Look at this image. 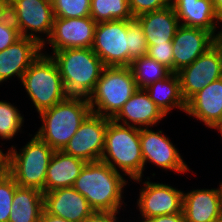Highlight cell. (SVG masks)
Returning <instances> with one entry per match:
<instances>
[{
	"mask_svg": "<svg viewBox=\"0 0 222 222\" xmlns=\"http://www.w3.org/2000/svg\"><path fill=\"white\" fill-rule=\"evenodd\" d=\"M54 150L33 135L19 151L14 145L5 153V170L18 186L35 188L44 193L46 172Z\"/></svg>",
	"mask_w": 222,
	"mask_h": 222,
	"instance_id": "cell-5",
	"label": "cell"
},
{
	"mask_svg": "<svg viewBox=\"0 0 222 222\" xmlns=\"http://www.w3.org/2000/svg\"><path fill=\"white\" fill-rule=\"evenodd\" d=\"M10 17L21 37L37 41L44 52L55 19L51 0H10Z\"/></svg>",
	"mask_w": 222,
	"mask_h": 222,
	"instance_id": "cell-8",
	"label": "cell"
},
{
	"mask_svg": "<svg viewBox=\"0 0 222 222\" xmlns=\"http://www.w3.org/2000/svg\"><path fill=\"white\" fill-rule=\"evenodd\" d=\"M221 126H222V117H221L220 121L214 127H221Z\"/></svg>",
	"mask_w": 222,
	"mask_h": 222,
	"instance_id": "cell-45",
	"label": "cell"
},
{
	"mask_svg": "<svg viewBox=\"0 0 222 222\" xmlns=\"http://www.w3.org/2000/svg\"><path fill=\"white\" fill-rule=\"evenodd\" d=\"M145 90L150 99L166 116L175 108L185 112L186 101L181 93L180 80L177 73H171L167 78L150 84Z\"/></svg>",
	"mask_w": 222,
	"mask_h": 222,
	"instance_id": "cell-24",
	"label": "cell"
},
{
	"mask_svg": "<svg viewBox=\"0 0 222 222\" xmlns=\"http://www.w3.org/2000/svg\"><path fill=\"white\" fill-rule=\"evenodd\" d=\"M68 96L88 98L105 68L92 48H67L50 55Z\"/></svg>",
	"mask_w": 222,
	"mask_h": 222,
	"instance_id": "cell-2",
	"label": "cell"
},
{
	"mask_svg": "<svg viewBox=\"0 0 222 222\" xmlns=\"http://www.w3.org/2000/svg\"><path fill=\"white\" fill-rule=\"evenodd\" d=\"M87 162L78 157L55 151L51 157L44 185V193L60 188L73 187L76 178Z\"/></svg>",
	"mask_w": 222,
	"mask_h": 222,
	"instance_id": "cell-23",
	"label": "cell"
},
{
	"mask_svg": "<svg viewBox=\"0 0 222 222\" xmlns=\"http://www.w3.org/2000/svg\"><path fill=\"white\" fill-rule=\"evenodd\" d=\"M219 188L193 189L183 193L182 212L186 222H214L221 216Z\"/></svg>",
	"mask_w": 222,
	"mask_h": 222,
	"instance_id": "cell-20",
	"label": "cell"
},
{
	"mask_svg": "<svg viewBox=\"0 0 222 222\" xmlns=\"http://www.w3.org/2000/svg\"><path fill=\"white\" fill-rule=\"evenodd\" d=\"M10 17V0H0V22Z\"/></svg>",
	"mask_w": 222,
	"mask_h": 222,
	"instance_id": "cell-37",
	"label": "cell"
},
{
	"mask_svg": "<svg viewBox=\"0 0 222 222\" xmlns=\"http://www.w3.org/2000/svg\"><path fill=\"white\" fill-rule=\"evenodd\" d=\"M5 169V153L0 149V173Z\"/></svg>",
	"mask_w": 222,
	"mask_h": 222,
	"instance_id": "cell-41",
	"label": "cell"
},
{
	"mask_svg": "<svg viewBox=\"0 0 222 222\" xmlns=\"http://www.w3.org/2000/svg\"><path fill=\"white\" fill-rule=\"evenodd\" d=\"M181 93L187 102L205 86L222 77V56L213 45L192 64L177 72Z\"/></svg>",
	"mask_w": 222,
	"mask_h": 222,
	"instance_id": "cell-13",
	"label": "cell"
},
{
	"mask_svg": "<svg viewBox=\"0 0 222 222\" xmlns=\"http://www.w3.org/2000/svg\"><path fill=\"white\" fill-rule=\"evenodd\" d=\"M137 90L129 66L105 67L87 100L93 113L113 119Z\"/></svg>",
	"mask_w": 222,
	"mask_h": 222,
	"instance_id": "cell-7",
	"label": "cell"
},
{
	"mask_svg": "<svg viewBox=\"0 0 222 222\" xmlns=\"http://www.w3.org/2000/svg\"><path fill=\"white\" fill-rule=\"evenodd\" d=\"M120 212L93 211L83 222H119L117 217Z\"/></svg>",
	"mask_w": 222,
	"mask_h": 222,
	"instance_id": "cell-35",
	"label": "cell"
},
{
	"mask_svg": "<svg viewBox=\"0 0 222 222\" xmlns=\"http://www.w3.org/2000/svg\"><path fill=\"white\" fill-rule=\"evenodd\" d=\"M97 23L91 17L55 18L49 39L52 53L67 48H92Z\"/></svg>",
	"mask_w": 222,
	"mask_h": 222,
	"instance_id": "cell-14",
	"label": "cell"
},
{
	"mask_svg": "<svg viewBox=\"0 0 222 222\" xmlns=\"http://www.w3.org/2000/svg\"><path fill=\"white\" fill-rule=\"evenodd\" d=\"M167 117L163 111L150 99L145 89H138L125 102L119 113L113 118L117 123L136 128L157 126Z\"/></svg>",
	"mask_w": 222,
	"mask_h": 222,
	"instance_id": "cell-18",
	"label": "cell"
},
{
	"mask_svg": "<svg viewBox=\"0 0 222 222\" xmlns=\"http://www.w3.org/2000/svg\"><path fill=\"white\" fill-rule=\"evenodd\" d=\"M130 11L134 18L144 13L164 9L170 5V0H128Z\"/></svg>",
	"mask_w": 222,
	"mask_h": 222,
	"instance_id": "cell-33",
	"label": "cell"
},
{
	"mask_svg": "<svg viewBox=\"0 0 222 222\" xmlns=\"http://www.w3.org/2000/svg\"><path fill=\"white\" fill-rule=\"evenodd\" d=\"M185 113L212 129L222 117V77L194 94L186 102Z\"/></svg>",
	"mask_w": 222,
	"mask_h": 222,
	"instance_id": "cell-19",
	"label": "cell"
},
{
	"mask_svg": "<svg viewBox=\"0 0 222 222\" xmlns=\"http://www.w3.org/2000/svg\"><path fill=\"white\" fill-rule=\"evenodd\" d=\"M214 45V35L202 28L180 25L172 40L173 73L192 64Z\"/></svg>",
	"mask_w": 222,
	"mask_h": 222,
	"instance_id": "cell-15",
	"label": "cell"
},
{
	"mask_svg": "<svg viewBox=\"0 0 222 222\" xmlns=\"http://www.w3.org/2000/svg\"><path fill=\"white\" fill-rule=\"evenodd\" d=\"M40 222H70L64 218L54 216L52 214L47 213L44 209L41 214Z\"/></svg>",
	"mask_w": 222,
	"mask_h": 222,
	"instance_id": "cell-38",
	"label": "cell"
},
{
	"mask_svg": "<svg viewBox=\"0 0 222 222\" xmlns=\"http://www.w3.org/2000/svg\"><path fill=\"white\" fill-rule=\"evenodd\" d=\"M15 179L4 169L0 173V222H8L16 187Z\"/></svg>",
	"mask_w": 222,
	"mask_h": 222,
	"instance_id": "cell-31",
	"label": "cell"
},
{
	"mask_svg": "<svg viewBox=\"0 0 222 222\" xmlns=\"http://www.w3.org/2000/svg\"><path fill=\"white\" fill-rule=\"evenodd\" d=\"M143 222H186L183 212L169 215L156 216L144 220Z\"/></svg>",
	"mask_w": 222,
	"mask_h": 222,
	"instance_id": "cell-36",
	"label": "cell"
},
{
	"mask_svg": "<svg viewBox=\"0 0 222 222\" xmlns=\"http://www.w3.org/2000/svg\"><path fill=\"white\" fill-rule=\"evenodd\" d=\"M215 12L218 14L222 10V0H212Z\"/></svg>",
	"mask_w": 222,
	"mask_h": 222,
	"instance_id": "cell-40",
	"label": "cell"
},
{
	"mask_svg": "<svg viewBox=\"0 0 222 222\" xmlns=\"http://www.w3.org/2000/svg\"><path fill=\"white\" fill-rule=\"evenodd\" d=\"M41 53L42 46L27 37H21L14 44L0 51V83L13 77H18L21 81L25 71Z\"/></svg>",
	"mask_w": 222,
	"mask_h": 222,
	"instance_id": "cell-16",
	"label": "cell"
},
{
	"mask_svg": "<svg viewBox=\"0 0 222 222\" xmlns=\"http://www.w3.org/2000/svg\"><path fill=\"white\" fill-rule=\"evenodd\" d=\"M102 162L130 180L144 177L140 129L110 119L105 132Z\"/></svg>",
	"mask_w": 222,
	"mask_h": 222,
	"instance_id": "cell-3",
	"label": "cell"
},
{
	"mask_svg": "<svg viewBox=\"0 0 222 222\" xmlns=\"http://www.w3.org/2000/svg\"><path fill=\"white\" fill-rule=\"evenodd\" d=\"M43 208L47 213L70 222H83L94 211L73 187L43 193Z\"/></svg>",
	"mask_w": 222,
	"mask_h": 222,
	"instance_id": "cell-17",
	"label": "cell"
},
{
	"mask_svg": "<svg viewBox=\"0 0 222 222\" xmlns=\"http://www.w3.org/2000/svg\"><path fill=\"white\" fill-rule=\"evenodd\" d=\"M24 115H21L18 108L7 101H0V138L12 140L18 132H22Z\"/></svg>",
	"mask_w": 222,
	"mask_h": 222,
	"instance_id": "cell-28",
	"label": "cell"
},
{
	"mask_svg": "<svg viewBox=\"0 0 222 222\" xmlns=\"http://www.w3.org/2000/svg\"><path fill=\"white\" fill-rule=\"evenodd\" d=\"M127 20L99 22L92 50L105 67L128 66Z\"/></svg>",
	"mask_w": 222,
	"mask_h": 222,
	"instance_id": "cell-9",
	"label": "cell"
},
{
	"mask_svg": "<svg viewBox=\"0 0 222 222\" xmlns=\"http://www.w3.org/2000/svg\"><path fill=\"white\" fill-rule=\"evenodd\" d=\"M55 18L90 17L91 0H51Z\"/></svg>",
	"mask_w": 222,
	"mask_h": 222,
	"instance_id": "cell-30",
	"label": "cell"
},
{
	"mask_svg": "<svg viewBox=\"0 0 222 222\" xmlns=\"http://www.w3.org/2000/svg\"><path fill=\"white\" fill-rule=\"evenodd\" d=\"M170 5L180 25L206 29L213 35L218 30V14L212 0H170Z\"/></svg>",
	"mask_w": 222,
	"mask_h": 222,
	"instance_id": "cell-22",
	"label": "cell"
},
{
	"mask_svg": "<svg viewBox=\"0 0 222 222\" xmlns=\"http://www.w3.org/2000/svg\"><path fill=\"white\" fill-rule=\"evenodd\" d=\"M218 130V132L220 133L221 137H222V126L221 127H213L212 130Z\"/></svg>",
	"mask_w": 222,
	"mask_h": 222,
	"instance_id": "cell-44",
	"label": "cell"
},
{
	"mask_svg": "<svg viewBox=\"0 0 222 222\" xmlns=\"http://www.w3.org/2000/svg\"><path fill=\"white\" fill-rule=\"evenodd\" d=\"M173 46L172 42L166 44L148 45L147 55L158 63L167 67L173 73Z\"/></svg>",
	"mask_w": 222,
	"mask_h": 222,
	"instance_id": "cell-32",
	"label": "cell"
},
{
	"mask_svg": "<svg viewBox=\"0 0 222 222\" xmlns=\"http://www.w3.org/2000/svg\"><path fill=\"white\" fill-rule=\"evenodd\" d=\"M127 183L123 174L97 161L85 164L73 188L86 198L94 211L119 212L125 204L122 194Z\"/></svg>",
	"mask_w": 222,
	"mask_h": 222,
	"instance_id": "cell-1",
	"label": "cell"
},
{
	"mask_svg": "<svg viewBox=\"0 0 222 222\" xmlns=\"http://www.w3.org/2000/svg\"><path fill=\"white\" fill-rule=\"evenodd\" d=\"M138 89H145L150 84L167 78L172 72L148 55L134 59L130 64Z\"/></svg>",
	"mask_w": 222,
	"mask_h": 222,
	"instance_id": "cell-26",
	"label": "cell"
},
{
	"mask_svg": "<svg viewBox=\"0 0 222 222\" xmlns=\"http://www.w3.org/2000/svg\"><path fill=\"white\" fill-rule=\"evenodd\" d=\"M46 53L39 55L20 81L38 114L68 97L58 67Z\"/></svg>",
	"mask_w": 222,
	"mask_h": 222,
	"instance_id": "cell-6",
	"label": "cell"
},
{
	"mask_svg": "<svg viewBox=\"0 0 222 222\" xmlns=\"http://www.w3.org/2000/svg\"><path fill=\"white\" fill-rule=\"evenodd\" d=\"M109 120L91 112L62 151L86 162L100 161Z\"/></svg>",
	"mask_w": 222,
	"mask_h": 222,
	"instance_id": "cell-11",
	"label": "cell"
},
{
	"mask_svg": "<svg viewBox=\"0 0 222 222\" xmlns=\"http://www.w3.org/2000/svg\"><path fill=\"white\" fill-rule=\"evenodd\" d=\"M127 38L128 46V66L134 59L146 56L148 53V44L145 34L139 22L134 18L127 20Z\"/></svg>",
	"mask_w": 222,
	"mask_h": 222,
	"instance_id": "cell-29",
	"label": "cell"
},
{
	"mask_svg": "<svg viewBox=\"0 0 222 222\" xmlns=\"http://www.w3.org/2000/svg\"><path fill=\"white\" fill-rule=\"evenodd\" d=\"M138 178L133 181L136 183L142 182L143 187L139 192L137 199V208L140 211L142 221L156 216L169 215L182 212L183 193L184 191L178 190L166 183L150 182Z\"/></svg>",
	"mask_w": 222,
	"mask_h": 222,
	"instance_id": "cell-10",
	"label": "cell"
},
{
	"mask_svg": "<svg viewBox=\"0 0 222 222\" xmlns=\"http://www.w3.org/2000/svg\"><path fill=\"white\" fill-rule=\"evenodd\" d=\"M214 34V46L219 50L222 56V27Z\"/></svg>",
	"mask_w": 222,
	"mask_h": 222,
	"instance_id": "cell-39",
	"label": "cell"
},
{
	"mask_svg": "<svg viewBox=\"0 0 222 222\" xmlns=\"http://www.w3.org/2000/svg\"><path fill=\"white\" fill-rule=\"evenodd\" d=\"M219 23L222 24V10L218 13V25H220Z\"/></svg>",
	"mask_w": 222,
	"mask_h": 222,
	"instance_id": "cell-43",
	"label": "cell"
},
{
	"mask_svg": "<svg viewBox=\"0 0 222 222\" xmlns=\"http://www.w3.org/2000/svg\"><path fill=\"white\" fill-rule=\"evenodd\" d=\"M8 222H40L43 211V192L17 186Z\"/></svg>",
	"mask_w": 222,
	"mask_h": 222,
	"instance_id": "cell-25",
	"label": "cell"
},
{
	"mask_svg": "<svg viewBox=\"0 0 222 222\" xmlns=\"http://www.w3.org/2000/svg\"><path fill=\"white\" fill-rule=\"evenodd\" d=\"M220 194H221L220 211H221V217H222V182L220 183Z\"/></svg>",
	"mask_w": 222,
	"mask_h": 222,
	"instance_id": "cell-42",
	"label": "cell"
},
{
	"mask_svg": "<svg viewBox=\"0 0 222 222\" xmlns=\"http://www.w3.org/2000/svg\"><path fill=\"white\" fill-rule=\"evenodd\" d=\"M141 152L145 165L155 164L160 169L182 173L191 171L179 150L162 130L154 131L151 127L140 128Z\"/></svg>",
	"mask_w": 222,
	"mask_h": 222,
	"instance_id": "cell-12",
	"label": "cell"
},
{
	"mask_svg": "<svg viewBox=\"0 0 222 222\" xmlns=\"http://www.w3.org/2000/svg\"><path fill=\"white\" fill-rule=\"evenodd\" d=\"M214 222H222V217L220 216V217L217 218Z\"/></svg>",
	"mask_w": 222,
	"mask_h": 222,
	"instance_id": "cell-46",
	"label": "cell"
},
{
	"mask_svg": "<svg viewBox=\"0 0 222 222\" xmlns=\"http://www.w3.org/2000/svg\"><path fill=\"white\" fill-rule=\"evenodd\" d=\"M90 17L96 23L134 19L128 0H91Z\"/></svg>",
	"mask_w": 222,
	"mask_h": 222,
	"instance_id": "cell-27",
	"label": "cell"
},
{
	"mask_svg": "<svg viewBox=\"0 0 222 222\" xmlns=\"http://www.w3.org/2000/svg\"><path fill=\"white\" fill-rule=\"evenodd\" d=\"M135 19L142 27L148 45L172 42L180 26V21L171 5L161 10L144 13Z\"/></svg>",
	"mask_w": 222,
	"mask_h": 222,
	"instance_id": "cell-21",
	"label": "cell"
},
{
	"mask_svg": "<svg viewBox=\"0 0 222 222\" xmlns=\"http://www.w3.org/2000/svg\"><path fill=\"white\" fill-rule=\"evenodd\" d=\"M20 38L19 30L11 17L4 22H0V51L8 48Z\"/></svg>",
	"mask_w": 222,
	"mask_h": 222,
	"instance_id": "cell-34",
	"label": "cell"
},
{
	"mask_svg": "<svg viewBox=\"0 0 222 222\" xmlns=\"http://www.w3.org/2000/svg\"><path fill=\"white\" fill-rule=\"evenodd\" d=\"M91 112L87 98L68 96L39 113L42 124L35 135L54 151H62Z\"/></svg>",
	"mask_w": 222,
	"mask_h": 222,
	"instance_id": "cell-4",
	"label": "cell"
}]
</instances>
